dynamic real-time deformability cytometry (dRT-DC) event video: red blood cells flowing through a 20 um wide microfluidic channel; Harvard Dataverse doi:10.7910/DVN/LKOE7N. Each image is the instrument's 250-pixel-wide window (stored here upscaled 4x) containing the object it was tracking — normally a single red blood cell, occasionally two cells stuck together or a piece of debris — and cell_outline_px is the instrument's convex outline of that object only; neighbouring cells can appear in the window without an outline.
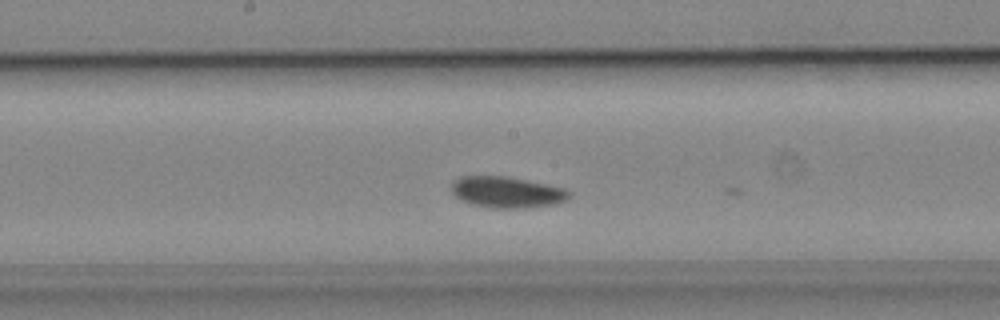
{"species": "common noctule bat (a hibernating species)", "species_latin": "Nyctalus noctula", "temperature_condition": "cold", "stored_images_in_passage": 8, "camera_frame_rate_fps": 3000, "um_per_image_px": 0.085, "animal": {"sex": "male", "body_mass_g": 19.2, "forearm_length_mm": 51.8}, "frame": {"image": 1, "passage_image": 7, "time_ms": 2.0, "image_size_px": [1000, 320], "cell_outline_px": [[572, 196], [568, 200], [556, 204], [524, 208], [492, 208], [472, 204], [456, 196], [452, 192], [452, 184], [460, 176], [508, 176], [568, 188], [572, 192]], "centroid_in_image_um": [43.19, 16.33], "position_along_channel_um": 205.0, "area_um2": 21.62}}